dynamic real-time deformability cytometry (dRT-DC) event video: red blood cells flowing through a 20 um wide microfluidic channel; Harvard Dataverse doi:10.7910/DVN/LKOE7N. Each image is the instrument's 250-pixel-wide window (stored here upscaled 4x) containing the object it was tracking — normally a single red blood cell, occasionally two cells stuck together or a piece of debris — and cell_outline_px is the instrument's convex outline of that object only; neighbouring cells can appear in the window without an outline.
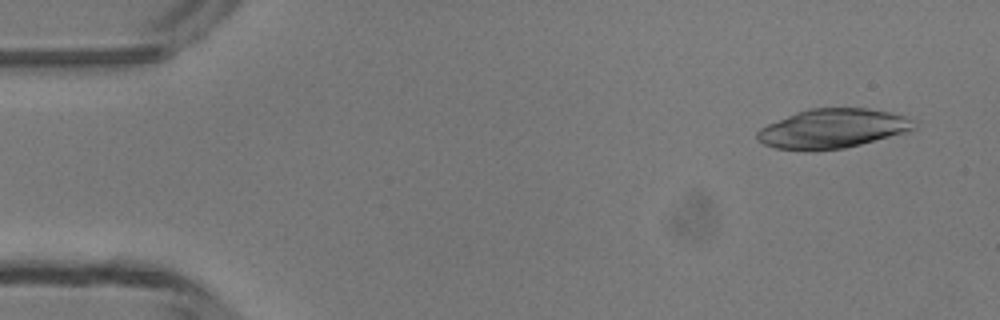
{"species": "common noctule bat (a hibernating species)", "species_latin": "Nyctalus noctula", "temperature_condition": "room temperature", "stored_images_in_passage": 5, "camera_frame_rate_fps": 3000, "um_per_image_px": 0.085, "animal": {"sex": "male", "body_mass_g": 13.3}, "frame": {"image": 1, "passage_image": 1, "time_ms": 0.0, "image_size_px": [1000, 320], "cell_outline_px": [[920, 120], [912, 128], [904, 132], [860, 144], [844, 148], [776, 148], [764, 144], [756, 136], [756, 132], [760, 128], [768, 124], [796, 112], [808, 108], [868, 108], [888, 112]], "centroid_in_image_um": [70.8, 10.88], "position_along_channel_um": 14.2, "area_um2": 34.91}}